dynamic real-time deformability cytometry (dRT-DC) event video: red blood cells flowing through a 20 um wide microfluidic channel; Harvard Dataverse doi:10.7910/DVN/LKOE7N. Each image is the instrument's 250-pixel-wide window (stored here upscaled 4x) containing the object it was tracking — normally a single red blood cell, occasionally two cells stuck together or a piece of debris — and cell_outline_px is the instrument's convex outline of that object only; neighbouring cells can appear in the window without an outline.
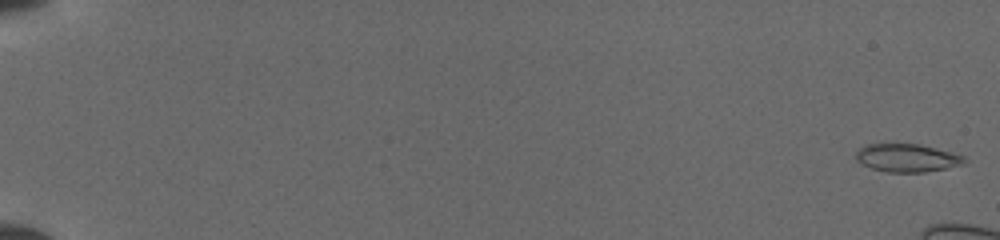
{"species": "common noctule bat (a hibernating species)", "species_latin": "Nyctalus noctula", "temperature_condition": "cold", "stored_images_in_passage": 11, "camera_frame_rate_fps": 3000, "um_per_image_px": 0.085, "animal": {"sex": "female", "body_mass_g": 19.5, "forearm_length_mm": 54.1}, "frame": {"image": 1, "passage_image": 1, "time_ms": 0.0, "image_size_px": [1000, 240], "cell_outline_px": [[968, 160], [964, 164], [924, 172], [884, 172], [872, 168], [864, 164], [856, 156], [856, 152], [860, 148], [868, 144], [920, 144], [964, 156]], "centroid_in_image_um": [77.13, 13.42], "position_along_channel_um": 7.9, "area_um2": 17.4}}